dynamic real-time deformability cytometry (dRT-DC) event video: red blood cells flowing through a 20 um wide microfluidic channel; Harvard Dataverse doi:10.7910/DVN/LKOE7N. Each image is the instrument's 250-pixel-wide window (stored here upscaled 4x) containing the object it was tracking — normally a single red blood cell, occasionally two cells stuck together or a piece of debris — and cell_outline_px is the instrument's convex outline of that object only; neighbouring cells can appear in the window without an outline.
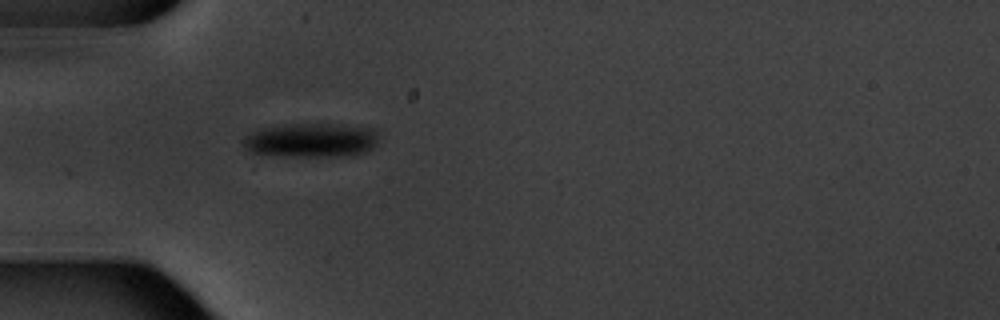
{"species": "common noctule bat (a hibernating species)", "species_latin": "Nyctalus noctula", "temperature_condition": "warm", "stored_images_in_passage": 1, "camera_frame_rate_fps": 3000, "um_per_image_px": 0.085, "animal": {"sex": "male", "body_mass_g": 20.1, "forearm_length_mm": 53.5}, "frame": {"image": 1, "passage_image": 1, "time_ms": 0.0, "image_size_px": [1000, 320], "cell_outline_px": [[376, 144], [372, 148], [364, 152], [352, 156], [284, 156], [248, 152], [244, 148], [244, 136], [252, 132], [264, 128], [288, 124], [344, 124], [372, 128], [376, 132]], "centroid_in_image_um": [26.46, 11.92], "position_along_channel_um": 58.5, "area_um2": 26.99}}